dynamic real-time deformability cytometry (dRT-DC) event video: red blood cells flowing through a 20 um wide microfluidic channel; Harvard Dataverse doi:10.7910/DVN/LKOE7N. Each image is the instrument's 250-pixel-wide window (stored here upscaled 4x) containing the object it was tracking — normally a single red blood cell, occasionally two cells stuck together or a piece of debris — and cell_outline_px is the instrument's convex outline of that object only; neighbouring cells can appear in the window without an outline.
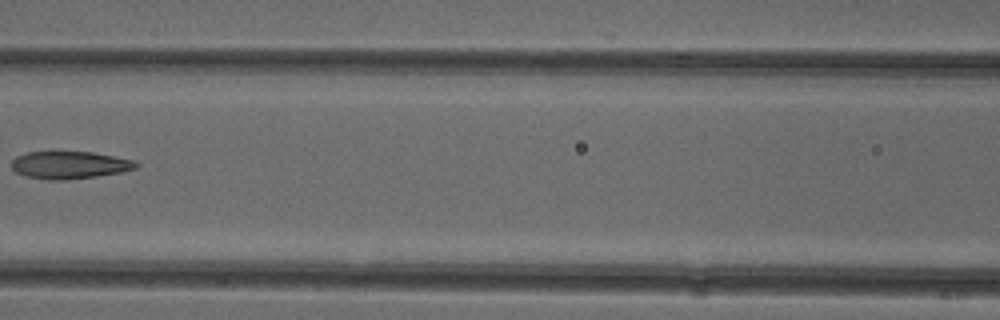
{"species": "common noctule bat (a hibernating species)", "species_latin": "Nyctalus noctula", "temperature_condition": "cold", "stored_images_in_passage": 6, "camera_frame_rate_fps": 3000, "um_per_image_px": 0.085, "animal": {"sex": "female"}, "frame": {"image": 1, "passage_image": 6, "time_ms": 6.0, "image_size_px": [1000, 320], "cell_outline_px": [[140, 164], [136, 168], [120, 172], [96, 176], [64, 180], [48, 180], [24, 176], [16, 172], [12, 168], [12, 160], [16, 156], [28, 152], [92, 152], [132, 160]], "centroid_in_image_um": [5.88, 14.03], "position_along_channel_um": 160.7, "area_um2": 19.77}}